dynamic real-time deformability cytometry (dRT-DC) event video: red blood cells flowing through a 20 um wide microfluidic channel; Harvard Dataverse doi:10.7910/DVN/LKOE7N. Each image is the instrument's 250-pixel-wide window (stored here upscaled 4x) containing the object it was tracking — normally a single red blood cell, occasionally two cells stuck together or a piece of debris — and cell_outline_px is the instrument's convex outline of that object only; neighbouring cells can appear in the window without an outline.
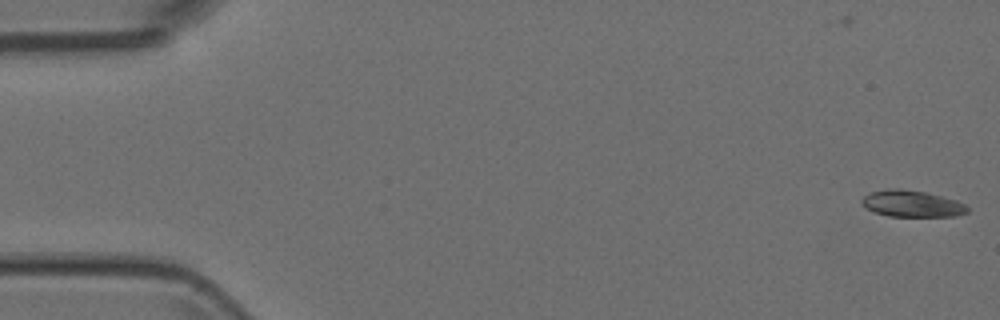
{"species": "Egyptian fruit bat (a non-hibernating species)", "species_latin": "Rousettus aegyptiacus", "temperature_condition": "room temperature", "stored_images_in_passage": 5, "camera_frame_rate_fps": 3000, "um_per_image_px": 0.085, "animal": {"sex": "female"}, "frame": {"image": 1, "passage_image": 1, "time_ms": 0.0, "image_size_px": [1000, 320], "cell_outline_px": [[968, 212], [956, 216], [888, 216], [864, 208], [860, 200], [868, 192], [888, 188], [900, 188], [924, 192], [956, 200], [964, 204], [968, 208]], "centroid_in_image_um": [77.46, 17.3], "position_along_channel_um": 7.5, "area_um2": 16.36}}
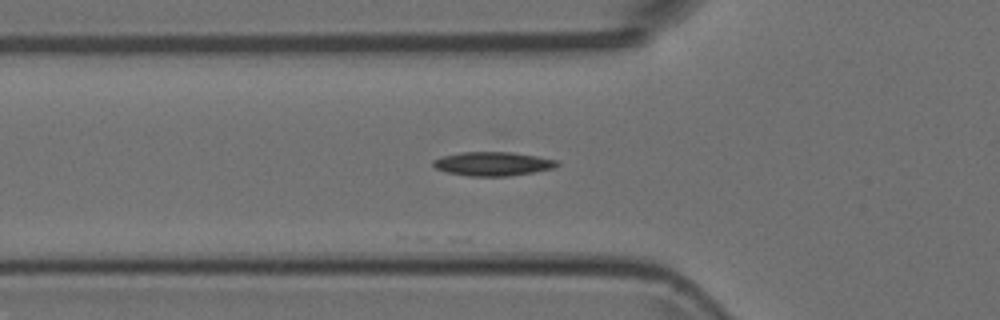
{"frame": {"image": 2, "passage_image": 5, "time_ms": 1.333, "image_size_px": [1000, 320], "cell_outline_px": [[560, 164], [552, 168], [532, 172], [508, 176], [468, 176], [444, 172], [436, 168], [432, 164], [432, 160], [440, 156], [460, 152], [512, 152], [560, 160]], "centroid_in_image_um": [41.85, 13.92], "position_along_channel_um": 84.0, "area_um2": 17.4}}